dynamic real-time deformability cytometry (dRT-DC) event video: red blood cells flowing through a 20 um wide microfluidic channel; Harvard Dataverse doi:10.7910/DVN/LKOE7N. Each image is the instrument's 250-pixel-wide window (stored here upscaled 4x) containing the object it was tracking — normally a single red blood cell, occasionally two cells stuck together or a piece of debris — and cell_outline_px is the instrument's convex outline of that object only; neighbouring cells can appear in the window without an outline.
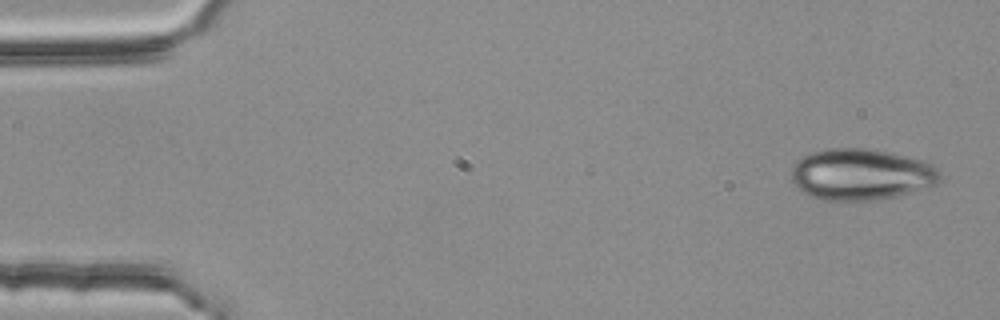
{"species": "common noctule bat (a hibernating species)", "species_latin": "Nyctalus noctula", "temperature_condition": "room temperature", "stored_images_in_passage": 3, "camera_frame_rate_fps": 3000, "um_per_image_px": 0.085, "animal": {"sex": "female", "body_mass_g": 25.1}, "frame": {"image": 1, "passage_image": 1, "time_ms": 0.0, "image_size_px": [1000, 320], "cell_outline_px": [[940, 180], [936, 184], [912, 192], [880, 200], [824, 200], [812, 196], [804, 192], [792, 180], [792, 164], [796, 160], [812, 152], [832, 148], [872, 148], [924, 160], [932, 164], [940, 172]], "centroid_in_image_um": [73.22, 14.81], "position_along_channel_um": 11.8, "area_um2": 44.51}}